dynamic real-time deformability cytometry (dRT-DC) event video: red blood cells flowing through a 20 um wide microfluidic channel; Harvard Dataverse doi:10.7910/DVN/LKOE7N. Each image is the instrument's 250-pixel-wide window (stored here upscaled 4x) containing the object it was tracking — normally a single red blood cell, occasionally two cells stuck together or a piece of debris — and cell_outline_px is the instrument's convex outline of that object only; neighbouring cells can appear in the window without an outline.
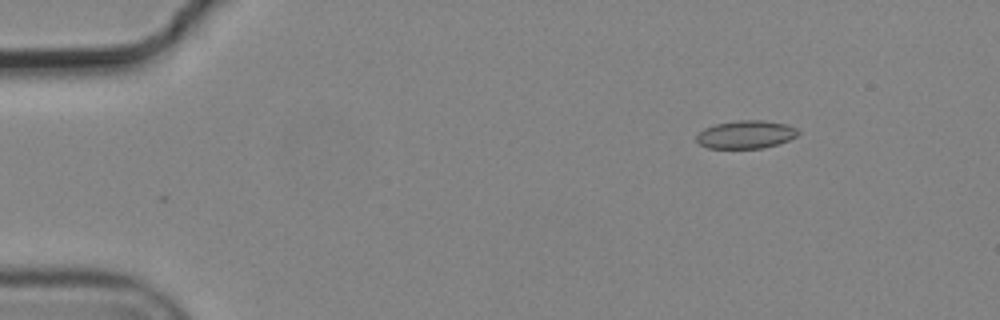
{"species": "common noctule bat (a hibernating species)", "species_latin": "Nyctalus noctula", "temperature_condition": "cold", "stored_images_in_passage": 7, "camera_frame_rate_fps": 3000, "um_per_image_px": 0.085, "animal": {"sex": "male", "body_mass_g": 19.2, "forearm_length_mm": 51.8}, "frame": {"image": 1, "passage_image": 2, "time_ms": 0.333, "image_size_px": [1000, 320], "cell_outline_px": [[800, 132], [796, 136], [788, 140], [776, 144], [760, 148], [708, 148], [700, 144], [696, 140], [696, 136], [704, 128], [716, 124], [740, 120], [764, 120], [788, 124], [796, 128]], "centroid_in_image_um": [63.4, 11.42], "position_along_channel_um": 21.6, "area_um2": 16.47}}
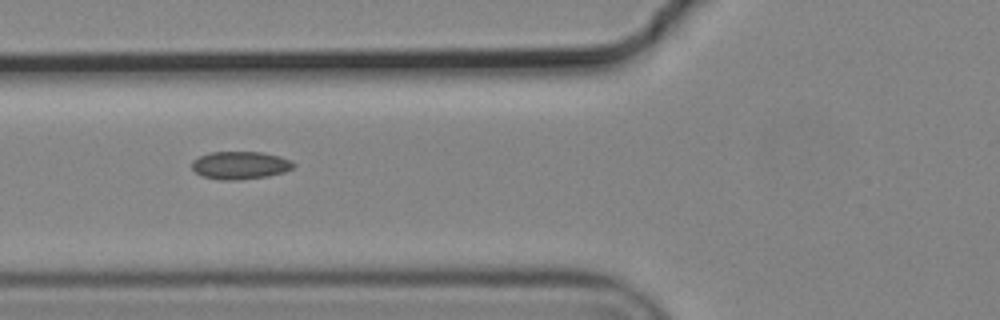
{"frame": {"image": 2, "passage_image": 6, "time_ms": 1.667, "image_size_px": [1000, 320], "cell_outline_px": [[296, 164], [292, 168], [284, 172], [268, 176], [236, 180], [220, 180], [200, 176], [192, 168], [192, 160], [208, 152], [260, 152], [280, 156], [292, 160]], "centroid_in_image_um": [20.41, 14.05], "position_along_channel_um": 105.4, "area_um2": 16.59}}
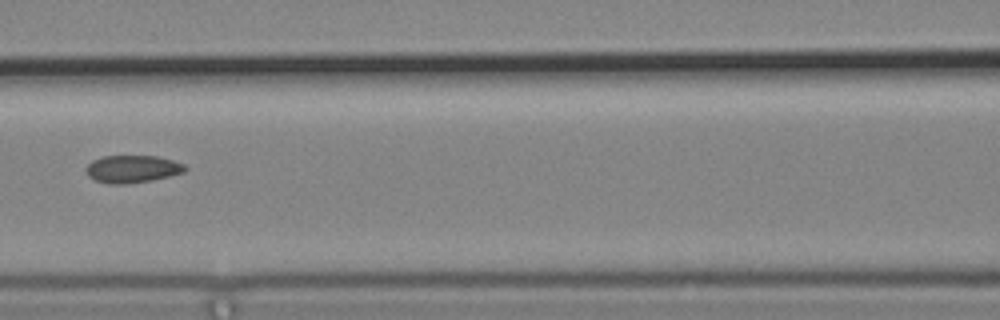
{"frame": {"image": 3, "passage_image": 7, "time_ms": 2.0, "image_size_px": [1000, 320], "cell_outline_px": [[188, 168], [184, 172], [152, 180], [128, 184], [108, 184], [96, 180], [88, 176], [84, 172], [84, 168], [92, 160], [104, 156], [156, 156], [172, 160], [184, 164]], "centroid_in_image_um": [11.21, 14.37], "position_along_channel_um": 155.4, "area_um2": 15.95}}